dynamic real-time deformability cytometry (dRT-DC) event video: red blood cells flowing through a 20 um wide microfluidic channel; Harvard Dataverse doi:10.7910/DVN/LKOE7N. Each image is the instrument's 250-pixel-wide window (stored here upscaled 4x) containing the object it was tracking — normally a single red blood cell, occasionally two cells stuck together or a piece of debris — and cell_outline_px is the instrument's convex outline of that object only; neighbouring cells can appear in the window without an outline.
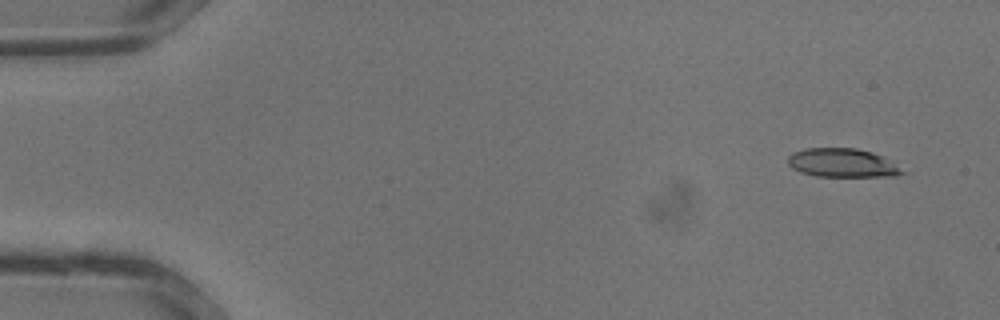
{"species": "common noctule bat (a hibernating species)", "species_latin": "Nyctalus noctula", "temperature_condition": "warm", "stored_images_in_passage": 35, "camera_frame_rate_fps": 3000, "um_per_image_px": 0.085, "animal": {"sex": "male", "body_mass_g": 13.3}, "frame": {"image": 1, "passage_image": 3, "time_ms": 0.667, "image_size_px": [1000, 320], "cell_outline_px": [[904, 172], [896, 176], [816, 176], [800, 172], [792, 168], [788, 164], [788, 156], [792, 152], [804, 148], [856, 148], [872, 152], [880, 156]], "centroid_in_image_um": [71.49, 13.84], "position_along_channel_um": 13.5, "area_um2": 18.79}}
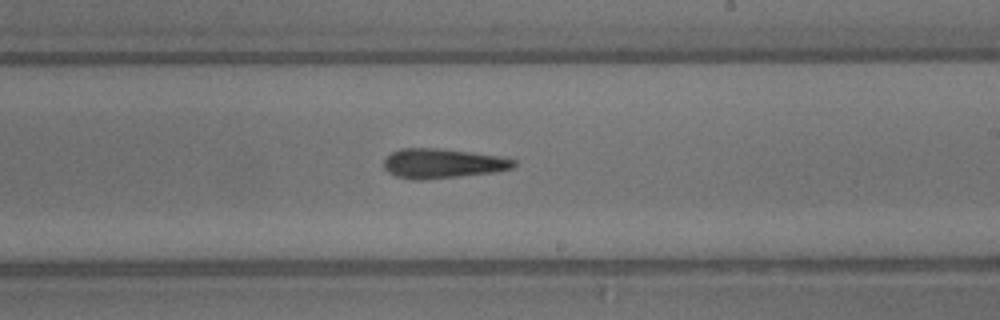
{"frame": {"image": 2, "passage_image": 21, "time_ms": 6.667, "image_size_px": [1000, 320], "cell_outline_px": [[516, 164], [512, 168], [492, 172], [420, 180], [412, 180], [396, 176], [388, 172], [384, 168], [384, 160], [392, 152], [400, 148], [440, 148], [500, 156], [516, 160]], "centroid_in_image_um": [37.59, 13.88], "position_along_channel_um": 251.4, "area_um2": 22.25}}
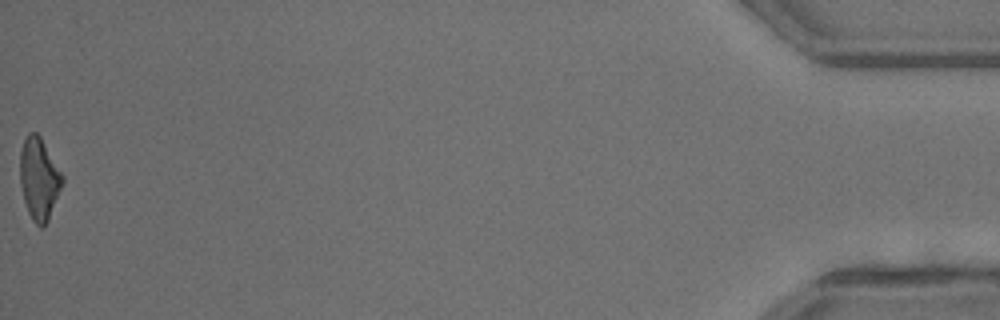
{"frame": {"image": 3, "passage_image": 35, "time_ms": 11.333, "image_size_px": [1000, 320], "cell_outline_px": [[64, 180], [48, 220], [40, 228], [32, 220], [28, 212], [24, 200], [20, 184], [20, 152], [24, 140], [28, 132], [36, 132], [40, 136], [64, 176]], "centroid_in_image_um": [3.31, 15.18], "position_along_channel_um": 431.9, "area_um2": 20.06}}